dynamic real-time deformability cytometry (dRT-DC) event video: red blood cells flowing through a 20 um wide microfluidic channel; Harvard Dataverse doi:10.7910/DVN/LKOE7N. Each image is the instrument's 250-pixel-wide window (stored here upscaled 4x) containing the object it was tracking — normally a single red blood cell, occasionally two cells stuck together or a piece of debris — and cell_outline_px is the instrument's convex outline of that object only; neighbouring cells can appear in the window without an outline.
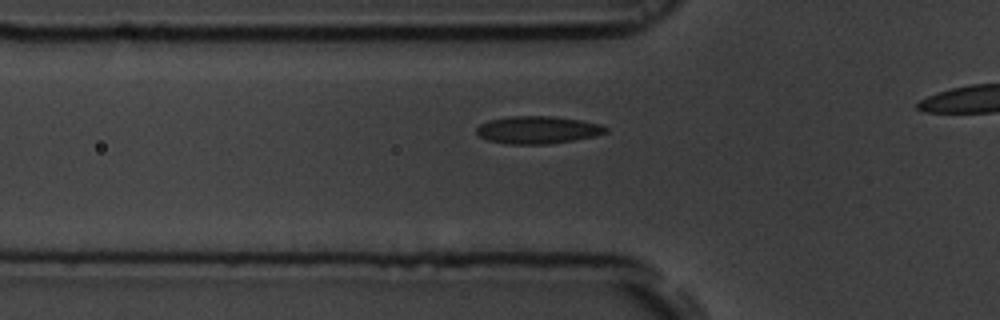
{"species": "common noctule bat (a hibernating species)", "species_latin": "Nyctalus noctula", "temperature_condition": "room temperature", "stored_images_in_passage": 36, "camera_frame_rate_fps": 3000, "um_per_image_px": 0.085, "animal": {"sex": "male", "body_mass_g": 19.5, "forearm_length_mm": 54.6}, "frame": {"image": 1, "passage_image": 10, "time_ms": 3.0, "image_size_px": [1000, 320], "cell_outline_px": [[608, 132], [592, 136], [572, 140], [548, 144], [508, 144], [488, 140], [480, 136], [476, 132], [476, 128], [480, 124], [488, 120], [508, 116], [552, 116], [580, 120], [600, 124], [608, 128]], "centroid_in_image_um": [45.67, 11.03], "position_along_channel_um": 80.1, "area_um2": 20.63}}
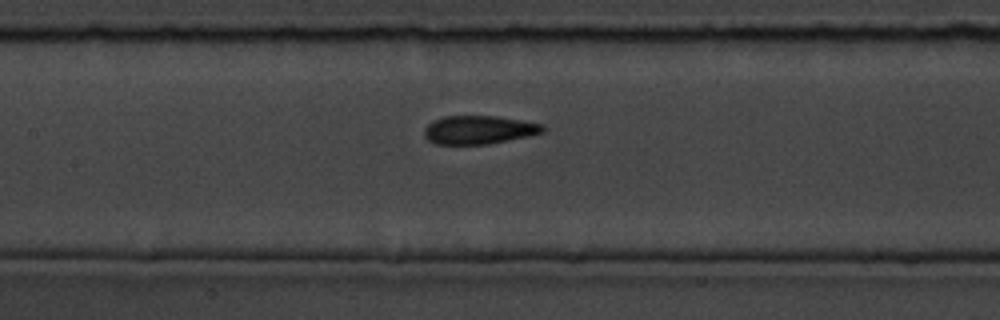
{"frame": {"image": 2, "passage_image": 17, "time_ms": 5.333, "image_size_px": [1000, 320], "cell_outline_px": [[544, 132], [508, 140], [488, 144], [436, 144], [428, 140], [424, 136], [424, 128], [432, 120], [444, 116], [496, 116], [544, 124]], "centroid_in_image_um": [40.67, 11.03], "position_along_channel_um": 166.7, "area_um2": 19.59}}
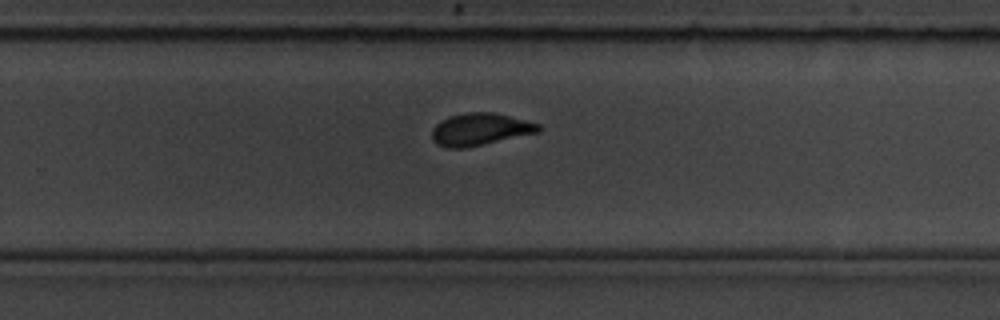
{"frame": {"image": 3, "passage_image": 27, "time_ms": 8.667, "image_size_px": [1000, 320], "cell_outline_px": [[544, 128], [540, 132], [468, 148], [444, 148], [436, 144], [432, 140], [432, 128], [440, 120], [448, 116], [468, 112], [492, 112], [540, 124]], "centroid_in_image_um": [40.79, 11.01], "position_along_channel_um": 289.0, "area_um2": 20.35}}